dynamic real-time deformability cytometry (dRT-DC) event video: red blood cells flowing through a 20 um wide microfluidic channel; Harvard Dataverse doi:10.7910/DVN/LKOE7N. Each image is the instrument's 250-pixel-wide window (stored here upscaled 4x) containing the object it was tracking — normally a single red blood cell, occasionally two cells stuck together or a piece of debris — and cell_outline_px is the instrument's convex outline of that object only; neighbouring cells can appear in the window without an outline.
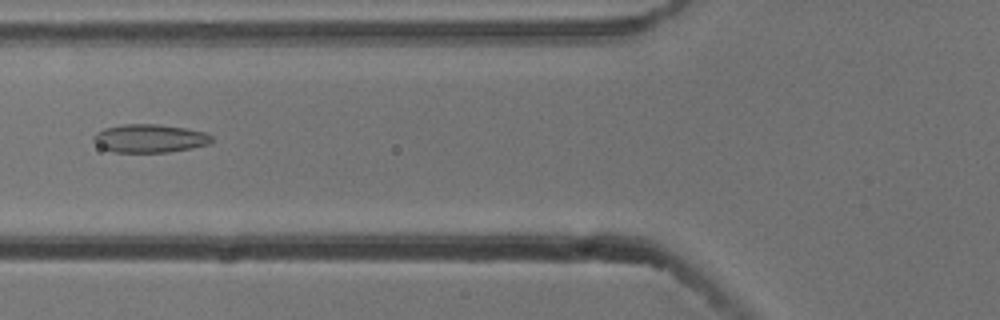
{"species": "common noctule bat (a hibernating species)", "species_latin": "Nyctalus noctula", "temperature_condition": "cold", "stored_images_in_passage": 43, "camera_frame_rate_fps": 3000, "um_per_image_px": 0.085, "animal": {"sex": "male", "body_mass_g": 13.3}, "frame": {"image": 1, "passage_image": 10, "time_ms": 3.0, "image_size_px": [1000, 320], "cell_outline_px": [[212, 140], [208, 144], [168, 152], [112, 152], [100, 148], [92, 140], [92, 136], [96, 132], [104, 128], [124, 124], [156, 124], [184, 128], [204, 132], [212, 136]], "centroid_in_image_um": [12.64, 11.76], "position_along_channel_um": 113.2, "area_um2": 19.42}}
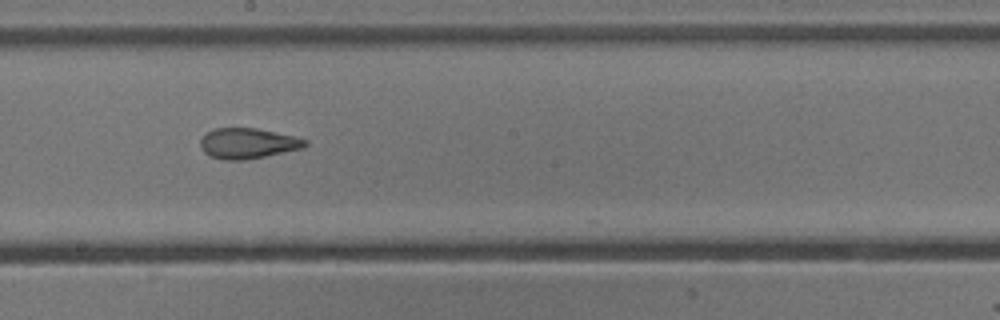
{"frame": {"image": 2, "passage_image": 19, "time_ms": 6.0, "image_size_px": [1000, 320], "cell_outline_px": [[308, 144], [304, 148], [244, 160], [224, 160], [212, 156], [204, 152], [200, 144], [200, 140], [212, 128], [256, 128], [296, 136], [308, 140]], "centroid_in_image_um": [21.1, 12.18], "position_along_channel_um": 227.1, "area_um2": 18.55}}
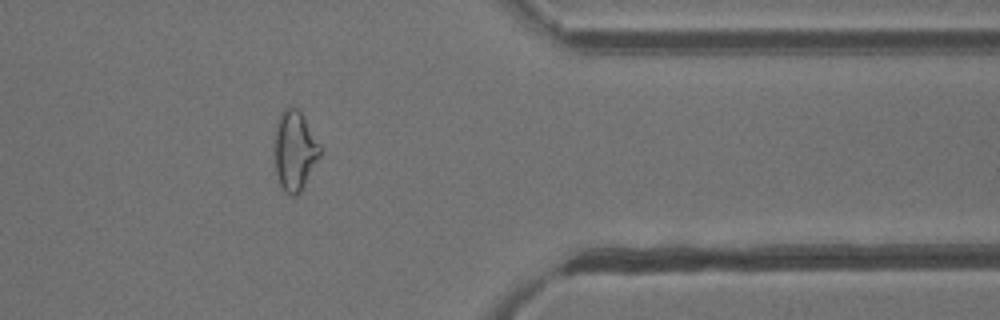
{"frame": {"image": 3, "passage_image": 33, "time_ms": 10.667, "image_size_px": [1000, 320], "cell_outline_px": [[320, 156], [300, 192], [296, 196], [292, 196], [284, 192], [280, 184], [276, 172], [276, 120], [280, 112], [284, 108], [296, 108], [300, 112], [320, 144]], "centroid_in_image_um": [25.05, 12.81], "position_along_channel_um": 386.4, "area_um2": 20.63}, "authors_computed_cell_mechanics": {"area_um2": 20.1722, "velocity_mm_per_s": 3.7875, "shape_relaxation_time_tau1_ms": null, "shape_relaxation_time_tau2_ms": 2.1535, "deformation_change_tau1": null, "deformation_change_tau2": 0.0888}}